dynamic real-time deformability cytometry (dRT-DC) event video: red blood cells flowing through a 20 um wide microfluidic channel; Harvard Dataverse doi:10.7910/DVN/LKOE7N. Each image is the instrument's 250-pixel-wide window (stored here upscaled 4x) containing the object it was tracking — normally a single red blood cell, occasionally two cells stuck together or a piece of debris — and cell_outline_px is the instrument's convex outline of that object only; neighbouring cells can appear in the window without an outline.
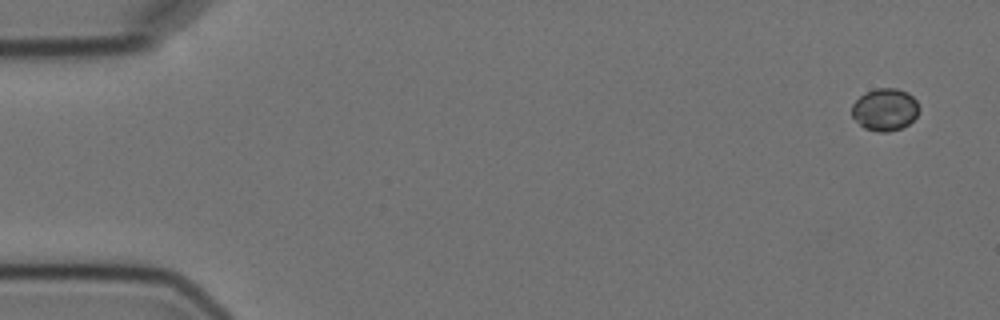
{"species": "Egyptian fruit bat (a non-hibernating species)", "species_latin": "Rousettus aegyptiacus", "temperature_condition": "cold", "stored_images_in_passage": 5, "segment_of_instrument_passage": [1, 2], "camera_frame_rate_fps": 3000, "um_per_image_px": 0.085, "animal": {"sex": "female"}, "frame": {"image": 1, "passage_image": 1, "time_ms": 0.0, "image_size_px": [1000, 320], "cell_outline_px": [[920, 108], [916, 116], [908, 124], [900, 128], [888, 132], [876, 132], [864, 128], [852, 116], [852, 104], [864, 92], [876, 88], [896, 88], [908, 92], [916, 100]], "centroid_in_image_um": [75.22, 9.3], "position_along_channel_um": 9.8, "area_um2": 16.65}}